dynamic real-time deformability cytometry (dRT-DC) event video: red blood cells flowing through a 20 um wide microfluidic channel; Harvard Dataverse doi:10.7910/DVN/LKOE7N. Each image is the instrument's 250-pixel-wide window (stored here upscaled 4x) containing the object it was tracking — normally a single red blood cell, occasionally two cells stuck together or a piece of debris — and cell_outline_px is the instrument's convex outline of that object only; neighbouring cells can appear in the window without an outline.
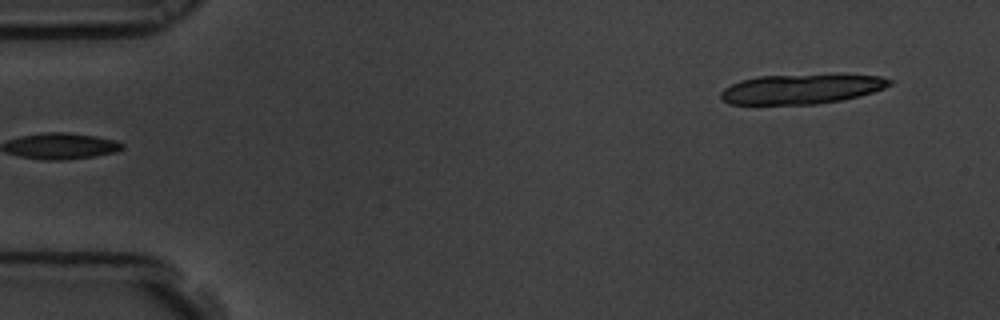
{"species": "common noctule bat (a hibernating species)", "species_latin": "Nyctalus noctula", "temperature_condition": "room temperature", "stored_images_in_passage": 5, "segment_of_instrument_passage": [2, 2], "camera_frame_rate_fps": 3000, "um_per_image_px": 0.085, "animal": {"sex": "male", "body_mass_g": 19.5, "forearm_length_mm": 54.6}, "frame": {"image": 1, "passage_image": 5, "time_ms": 1.333, "image_size_px": [1000, 320], "cell_outline_px": [[892, 84], [884, 88], [860, 96], [840, 100], [816, 104], [728, 104], [720, 100], [720, 92], [724, 88], [740, 80], [756, 76], [880, 76], [892, 80]], "centroid_in_image_um": [68.03, 7.59], "position_along_channel_um": 17.0, "area_um2": 28.61}}